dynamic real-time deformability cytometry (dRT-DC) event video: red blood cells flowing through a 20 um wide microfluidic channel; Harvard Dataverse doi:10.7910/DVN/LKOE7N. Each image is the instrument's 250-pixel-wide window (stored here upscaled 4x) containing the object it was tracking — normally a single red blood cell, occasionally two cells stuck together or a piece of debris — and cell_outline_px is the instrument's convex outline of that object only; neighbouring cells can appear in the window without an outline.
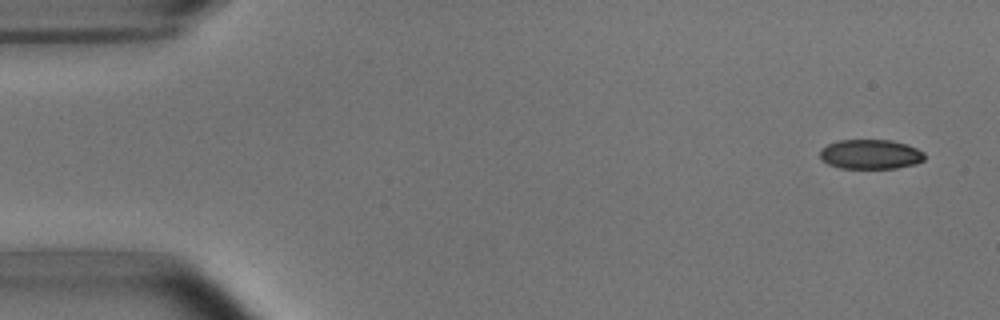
{"species": "common noctule bat (a hibernating species)", "species_latin": "Nyctalus noctula", "temperature_condition": "room temperature", "stored_images_in_passage": 9, "camera_frame_rate_fps": 3000, "um_per_image_px": 0.085, "animal": {"sex": "male", "body_mass_g": 15.6}, "frame": {"image": 1, "passage_image": 1, "time_ms": 0.0, "image_size_px": [1000, 320], "cell_outline_px": [[924, 160], [916, 164], [896, 168], [840, 168], [828, 164], [820, 156], [820, 152], [828, 144], [840, 140], [892, 140], [916, 148], [924, 152]], "centroid_in_image_um": [74.02, 13.12], "position_along_channel_um": 11.0, "area_um2": 17.86}}
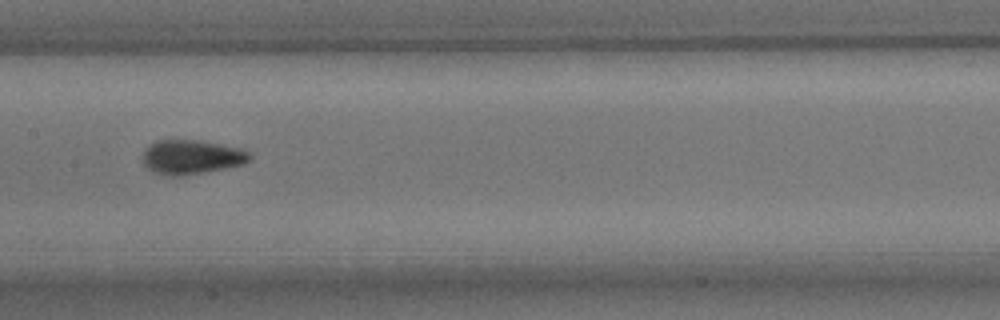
{"frame": {"image": 2, "passage_image": 7, "time_ms": 8.0, "image_size_px": [1000, 320], "cell_outline_px": [[252, 160], [244, 164], [204, 172], [180, 176], [172, 176], [152, 172], [144, 164], [144, 148], [148, 144], [156, 140], [200, 140], [244, 148], [252, 156]], "centroid_in_image_um": [16.31, 13.33], "position_along_channel_um": 191.1, "area_um2": 21.62}}
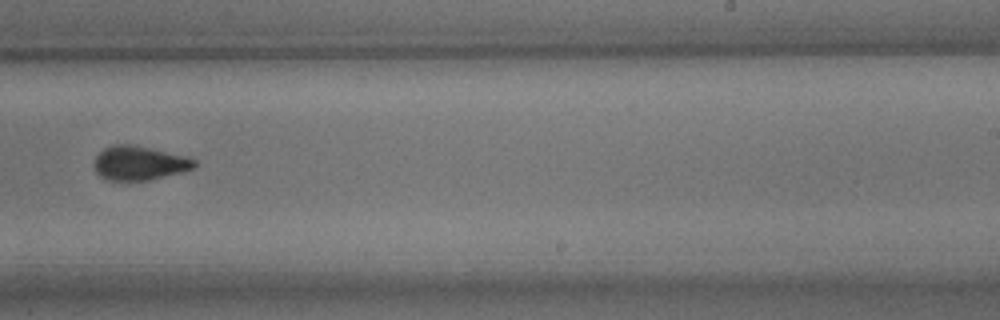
{"frame": {"image": 3, "passage_image": 9, "time_ms": 10.333, "image_size_px": [1000, 320], "cell_outline_px": [[196, 168], [148, 180], [108, 180], [100, 176], [96, 172], [92, 164], [96, 156], [104, 148], [116, 144], [128, 144], [148, 148], [184, 156], [196, 160]], "centroid_in_image_um": [11.8, 13.87], "position_along_channel_um": 277.2, "area_um2": 19.65}}